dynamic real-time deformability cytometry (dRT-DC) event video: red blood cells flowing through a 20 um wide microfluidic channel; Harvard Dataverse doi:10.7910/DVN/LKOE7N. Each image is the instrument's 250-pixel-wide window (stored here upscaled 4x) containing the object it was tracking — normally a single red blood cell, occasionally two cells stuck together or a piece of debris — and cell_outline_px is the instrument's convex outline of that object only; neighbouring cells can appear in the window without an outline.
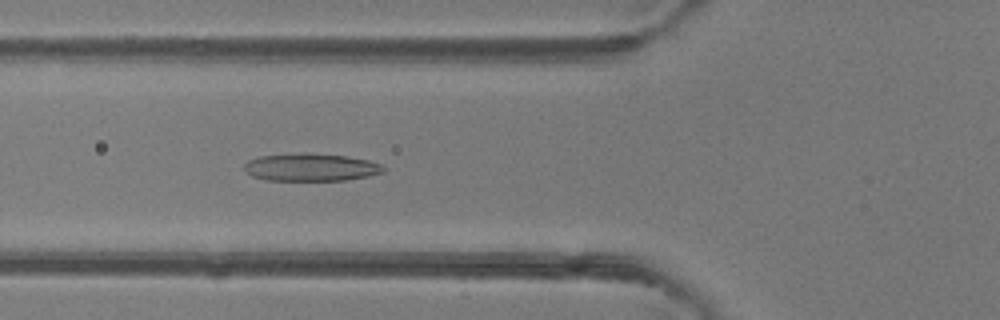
{"species": "common noctule bat (a hibernating species)", "species_latin": "Nyctalus noctula", "temperature_condition": "room temperature", "stored_images_in_passage": 34, "camera_frame_rate_fps": 3000, "um_per_image_px": 0.085, "animal": {"sex": "female"}, "frame": {"image": 1, "passage_image": 3, "time_ms": 0.667, "image_size_px": [1000, 320], "cell_outline_px": [[384, 172], [368, 176], [348, 180], [268, 180], [252, 176], [244, 168], [244, 164], [248, 160], [260, 156], [304, 152], [348, 156], [368, 160], [384, 164]], "centroid_in_image_um": [26.46, 14.21], "position_along_channel_um": 99.3, "area_um2": 22.54}}
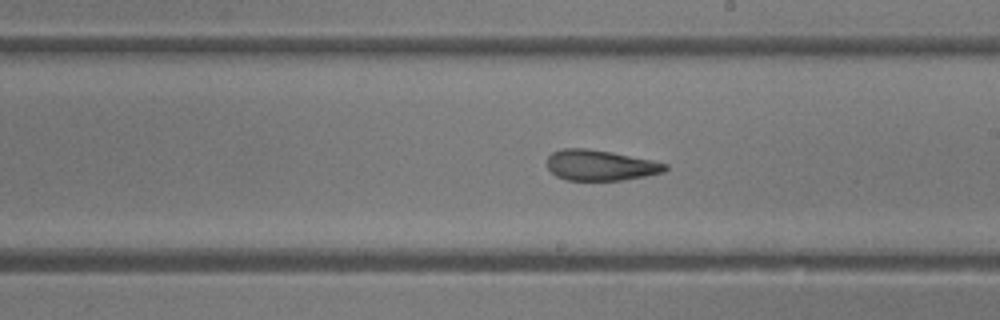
{"frame": {"image": 2, "passage_image": 13, "time_ms": 4.0, "image_size_px": [1000, 320], "cell_outline_px": [[668, 168], [664, 172], [644, 176], [620, 180], [568, 180], [556, 176], [548, 168], [548, 156], [552, 152], [560, 148], [588, 148], [612, 152], [652, 160], [668, 164]], "centroid_in_image_um": [51.02, 14.03], "position_along_channel_um": 238.0, "area_um2": 21.04}}
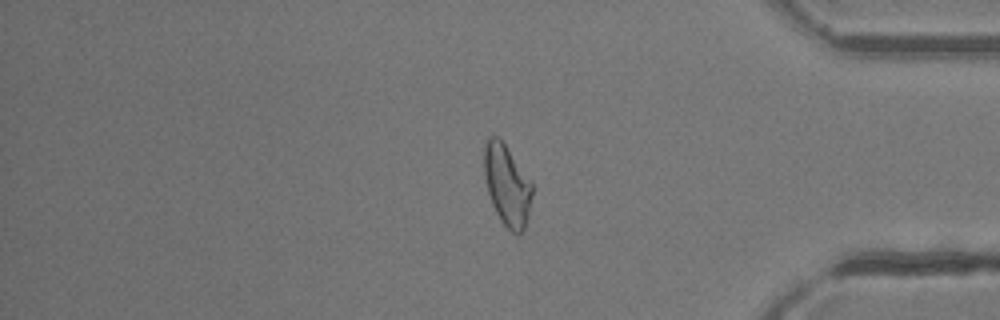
{"frame": {"image": 3, "passage_image": 26, "time_ms": 8.333, "image_size_px": [1000, 320], "cell_outline_px": [[532, 196], [528, 220], [520, 236], [516, 236], [500, 220], [492, 204], [488, 192], [484, 176], [484, 144], [488, 136], [496, 136], [504, 144], [532, 180]], "centroid_in_image_um": [43.11, 15.77], "position_along_channel_um": 392.1, "area_um2": 22.89}, "authors_computed_cell_mechanics": {"area_um2": 22.0796, "velocity_mm_per_s": 4.139, "shape_relaxation_time_tau1_ms": 8.4379, "shape_relaxation_time_tau2_ms": 1.8365, "deformation_change_tau1": 0.2529, "deformation_change_tau2": 0.1133}}